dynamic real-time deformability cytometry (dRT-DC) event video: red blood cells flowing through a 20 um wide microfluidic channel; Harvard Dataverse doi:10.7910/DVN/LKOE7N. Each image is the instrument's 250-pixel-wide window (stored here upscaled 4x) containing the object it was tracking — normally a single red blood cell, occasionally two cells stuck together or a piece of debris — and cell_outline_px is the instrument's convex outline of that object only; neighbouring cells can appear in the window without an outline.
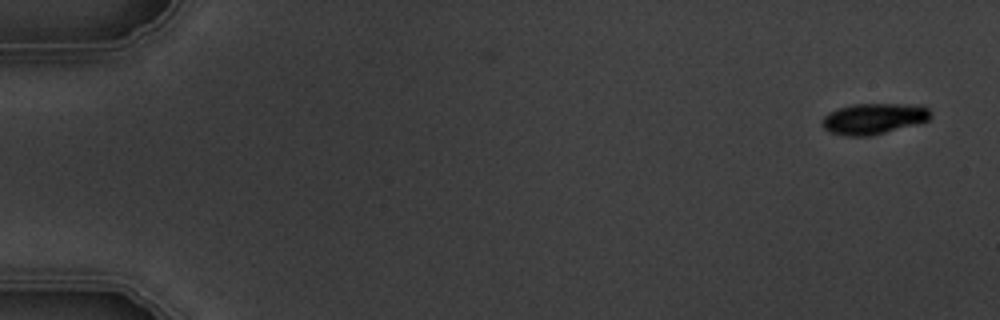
{"species": "common noctule bat (a hibernating species)", "species_latin": "Nyctalus noctula", "temperature_condition": "warm", "stored_images_in_passage": 6, "camera_frame_rate_fps": 3000, "um_per_image_px": 0.085, "animal": {"sex": "male", "body_mass_g": 19.5, "forearm_length_mm": 54.6}, "frame": {"image": 1, "passage_image": 1, "time_ms": 0.0, "image_size_px": [1000, 320], "cell_outline_px": [[932, 116], [928, 120], [916, 124], [868, 136], [848, 136], [832, 132], [824, 128], [824, 116], [828, 112], [852, 104], [920, 104], [928, 108], [932, 112]], "centroid_in_image_um": [74.32, 10.06], "position_along_channel_um": 10.7, "area_um2": 19.31}}
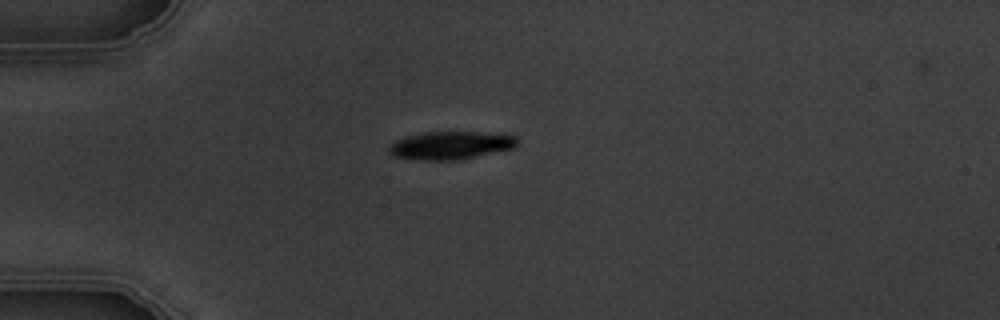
{"frame": {"image": 2, "passage_image": 4, "time_ms": 4.333, "image_size_px": [1000, 320], "cell_outline_px": [[516, 144], [512, 148], [460, 160], [424, 160], [392, 156], [388, 152], [388, 148], [396, 140], [408, 136], [424, 132], [476, 132], [516, 136]], "centroid_in_image_um": [38.26, 12.36], "position_along_channel_um": 46.7, "area_um2": 20.58}}
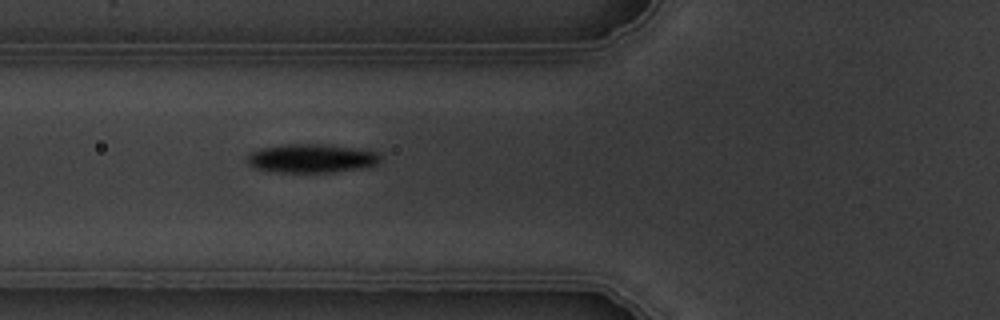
{"frame": {"image": 3, "passage_image": 6, "time_ms": 6.333, "image_size_px": [1000, 320], "cell_outline_px": [[380, 160], [376, 164], [368, 168], [332, 172], [280, 172], [252, 168], [248, 164], [248, 156], [252, 152], [260, 148], [284, 144], [320, 144], [352, 148], [380, 152]], "centroid_in_image_um": [26.5, 13.47], "position_along_channel_um": 99.3, "area_um2": 22.31}}